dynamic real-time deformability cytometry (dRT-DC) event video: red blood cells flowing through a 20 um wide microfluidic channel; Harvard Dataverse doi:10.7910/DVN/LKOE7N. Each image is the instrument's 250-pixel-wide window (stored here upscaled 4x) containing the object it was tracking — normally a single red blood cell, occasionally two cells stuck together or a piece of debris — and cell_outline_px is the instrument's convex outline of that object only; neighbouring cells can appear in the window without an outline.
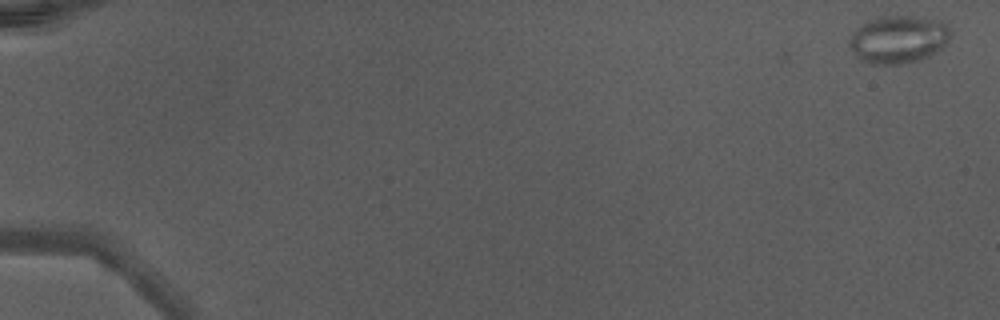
{"species": "Egyptian fruit bat (a non-hibernating species)", "species_latin": "Rousettus aegyptiacus", "temperature_condition": "warm", "stored_images_in_passage": 48, "camera_frame_rate_fps": 3000, "um_per_image_px": 0.085, "animal": {"sex": "male"}, "frame": {"image": 1, "passage_image": 1, "time_ms": 0.0, "image_size_px": [1000, 320], "cell_outline_px": [[952, 32], [948, 40], [940, 48], [928, 56], [920, 60], [900, 64], [872, 64], [860, 60], [852, 52], [848, 44], [848, 40], [852, 32], [868, 20], [888, 16], [912, 16], [940, 20]], "centroid_in_image_um": [76.32, 3.35], "position_along_channel_um": 8.7, "area_um2": 28.03}}
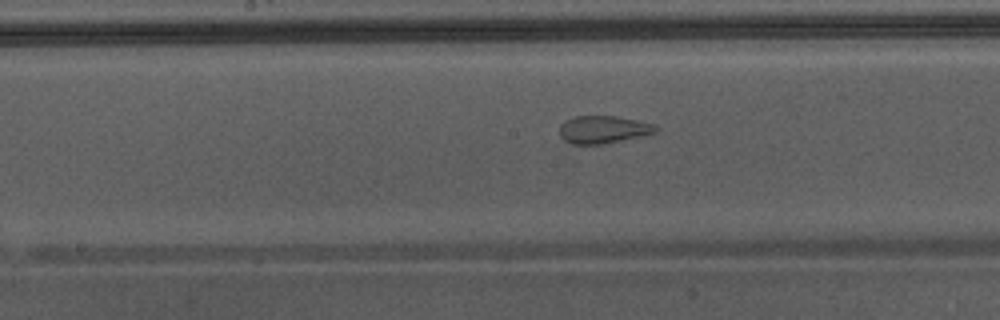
{"frame": {"image": 2, "passage_image": 27, "time_ms": 8.667, "image_size_px": [1000, 320], "cell_outline_px": [[656, 132], [644, 136], [600, 144], [572, 144], [564, 140], [560, 136], [560, 124], [576, 116], [616, 116], [656, 124]], "centroid_in_image_um": [51.29, 11.01], "position_along_channel_um": 196.9, "area_um2": 15.37}}
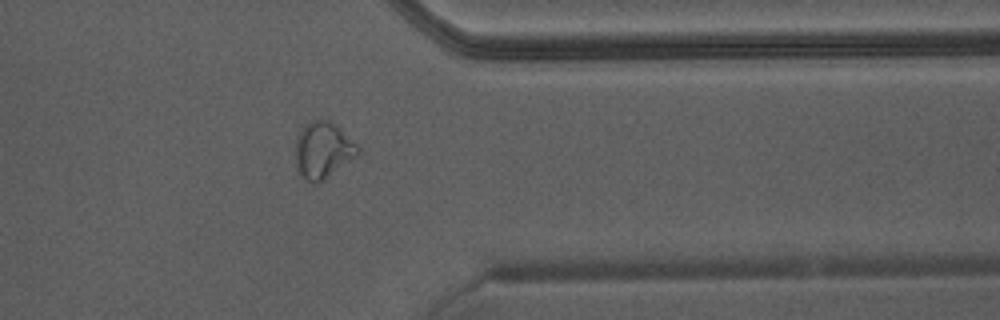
{"frame": {"image": 3, "passage_image": 40, "time_ms": 13.0, "image_size_px": [1000, 320], "cell_outline_px": [[360, 152], [356, 156], [316, 184], [308, 180], [296, 168], [296, 140], [300, 128], [316, 116], [328, 120], [356, 144], [360, 148]], "centroid_in_image_um": [27.41, 12.71], "position_along_channel_um": 384.0, "area_um2": 20.06}, "authors_computed_cell_mechanics": {"area_um2": 21.9351, "velocity_mm_per_s": 4.4231, "shape_relaxation_time_tau1_ms": null, "shape_relaxation_time_tau2_ms": 0.7094, "deformation_change_tau1": null, "deformation_change_tau2": 0.0919}}